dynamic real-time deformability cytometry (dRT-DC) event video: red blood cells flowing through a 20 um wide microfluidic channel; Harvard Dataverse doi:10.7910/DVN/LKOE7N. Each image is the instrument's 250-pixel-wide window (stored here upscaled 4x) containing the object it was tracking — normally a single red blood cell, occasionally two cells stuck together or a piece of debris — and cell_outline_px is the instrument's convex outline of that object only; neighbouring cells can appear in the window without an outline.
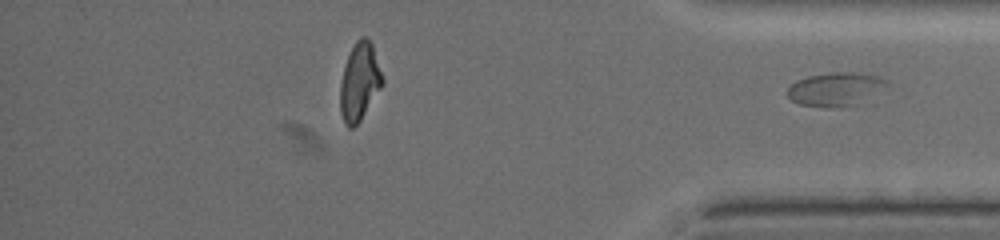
{"species": "common noctule bat (a hibernating species)", "species_latin": "Nyctalus noctula", "temperature_condition": "warm", "stored_images_in_passage": 52, "segment_of_instrument_passage": [2, 2], "camera_frame_rate_fps": 3000, "um_per_image_px": 0.085, "animal": {"sex": "female", "body_mass_g": 19.5, "forearm_length_mm": 54.1}, "frame": {"image": 1, "passage_image": 52, "time_ms": 17.0, "image_size_px": [1000, 240], "cell_outline_px": [[888, 80], [852, 104], [844, 108], [824, 108], [800, 104], [792, 100], [788, 96], [788, 88], [796, 80], [808, 76], [832, 72], [852, 72], [880, 76]], "centroid_in_image_um": [70.84, 7.57], "position_along_channel_um": 364.4, "area_um2": 18.44}}